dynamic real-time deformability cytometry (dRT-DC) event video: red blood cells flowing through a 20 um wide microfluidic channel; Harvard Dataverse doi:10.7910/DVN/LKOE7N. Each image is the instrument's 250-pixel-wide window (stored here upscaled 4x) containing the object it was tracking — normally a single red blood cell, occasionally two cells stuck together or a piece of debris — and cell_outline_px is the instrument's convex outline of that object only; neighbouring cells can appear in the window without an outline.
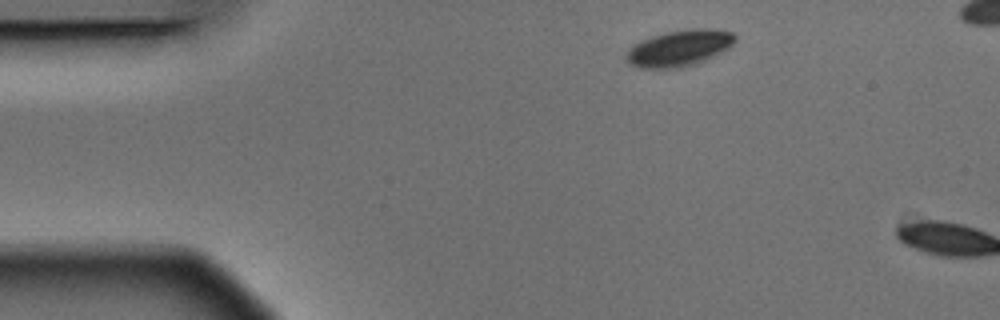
{"species": "Egyptian fruit bat (a non-hibernating species)", "species_latin": "Rousettus aegyptiacus", "temperature_condition": "warm", "stored_images_in_passage": 2, "camera_frame_rate_fps": 3000, "um_per_image_px": 0.085, "animal": {"sex": "male"}, "frame": {"image": 1, "passage_image": 1, "time_ms": 0.0, "image_size_px": [1000, 320], "cell_outline_px": [[736, 40], [728, 48], [696, 64], [676, 68], [636, 68], [628, 64], [624, 56], [628, 48], [640, 40], [664, 32], [692, 28], [716, 28], [732, 32], [736, 36]], "centroid_in_image_um": [57.69, 4.08], "position_along_channel_um": 27.3, "area_um2": 23.29}}